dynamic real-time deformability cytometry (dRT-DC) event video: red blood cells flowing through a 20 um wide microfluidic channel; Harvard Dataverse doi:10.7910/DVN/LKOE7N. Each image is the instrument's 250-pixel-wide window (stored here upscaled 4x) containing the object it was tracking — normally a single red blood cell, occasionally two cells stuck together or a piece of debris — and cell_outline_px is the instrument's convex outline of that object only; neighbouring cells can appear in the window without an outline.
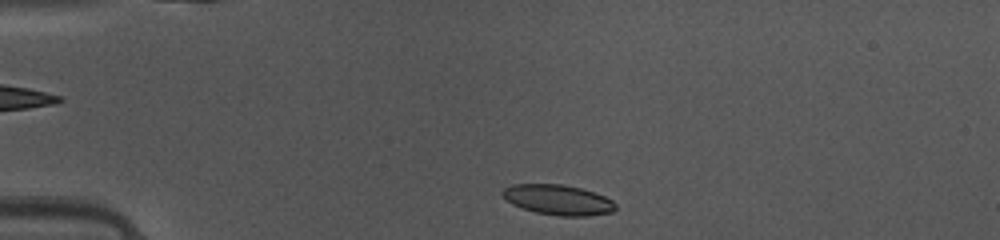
{"species": "common noctule bat (a hibernating species)", "species_latin": "Nyctalus noctula", "temperature_condition": "warm", "stored_images_in_passage": 38, "camera_frame_rate_fps": 3000, "um_per_image_px": 0.085, "animal": {"sex": "female", "body_mass_g": 10.0, "forearm_length_mm": 53.1}, "frame": {"image": 1, "passage_image": 2, "time_ms": 0.333, "image_size_px": [1000, 240], "cell_outline_px": [[616, 208], [612, 212], [588, 216], [560, 216], [536, 212], [512, 204], [500, 192], [504, 188], [512, 184], [560, 184], [580, 188], [604, 196], [612, 200], [616, 204]], "centroid_in_image_um": [47.44, 16.98], "position_along_channel_um": 37.6, "area_um2": 19.71}}
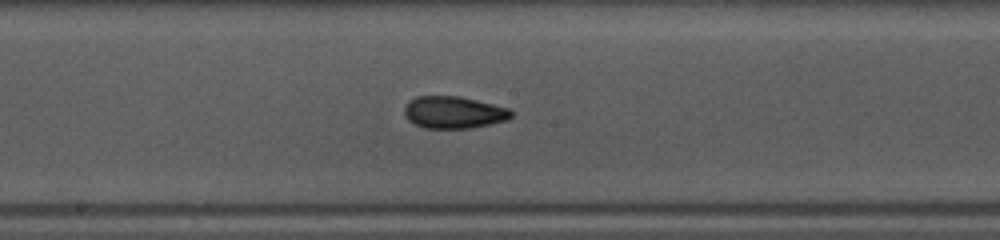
{"frame": {"image": 2, "passage_image": 17, "time_ms": 5.333, "image_size_px": [1000, 240], "cell_outline_px": [[512, 116], [508, 120], [472, 128], [424, 128], [408, 120], [404, 116], [404, 108], [408, 100], [416, 96], [460, 96], [508, 108], [512, 112]], "centroid_in_image_um": [38.54, 9.55], "position_along_channel_um": 209.7, "area_um2": 20.06}}
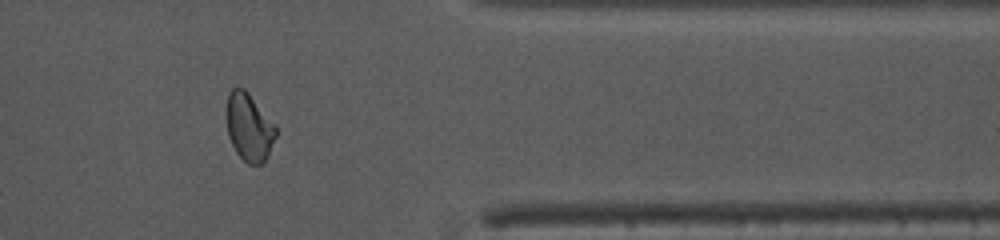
{"frame": {"image": 3, "passage_image": 31, "time_ms": 10.0, "image_size_px": [1000, 240], "cell_outline_px": [[276, 136], [268, 156], [260, 164], [248, 164], [236, 152], [228, 136], [224, 112], [228, 92], [232, 88], [244, 88], [248, 92], [276, 128]], "centroid_in_image_um": [21.11, 10.79], "position_along_channel_um": 390.3, "area_um2": 19.48}}